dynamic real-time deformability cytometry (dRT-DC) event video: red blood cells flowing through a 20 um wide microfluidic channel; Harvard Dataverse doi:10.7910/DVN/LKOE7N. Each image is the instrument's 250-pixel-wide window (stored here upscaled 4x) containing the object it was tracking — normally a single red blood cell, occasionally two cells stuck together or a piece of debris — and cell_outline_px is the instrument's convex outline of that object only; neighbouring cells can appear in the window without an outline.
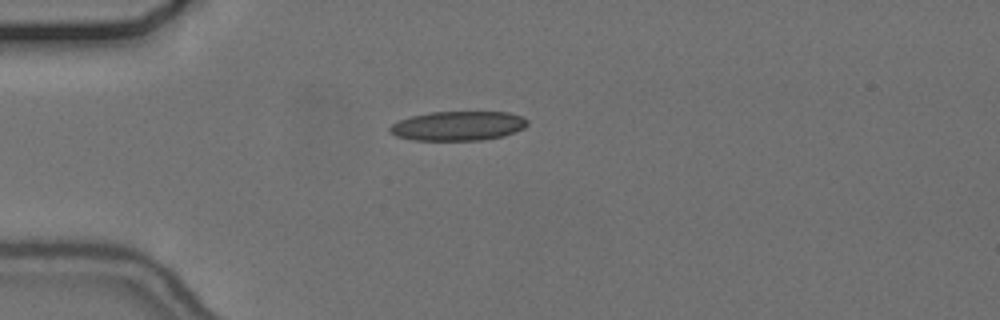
{"species": "common noctule bat (a hibernating species)", "species_latin": "Nyctalus noctula", "temperature_condition": "cold", "stored_images_in_passage": 34, "camera_frame_rate_fps": 3000, "um_per_image_px": 0.085, "animal": {"sex": "female", "body_mass_g": 24.6, "forearm_length_mm": 56.2}, "frame": {"image": 1, "passage_image": 1, "time_ms": 0.0, "image_size_px": [1000, 320], "cell_outline_px": [[528, 124], [524, 128], [504, 136], [484, 140], [412, 140], [396, 136], [388, 128], [392, 124], [400, 120], [412, 116], [432, 112], [508, 112], [524, 116], [528, 120]], "centroid_in_image_um": [38.98, 10.7], "position_along_channel_um": 46.0, "area_um2": 23.58}}
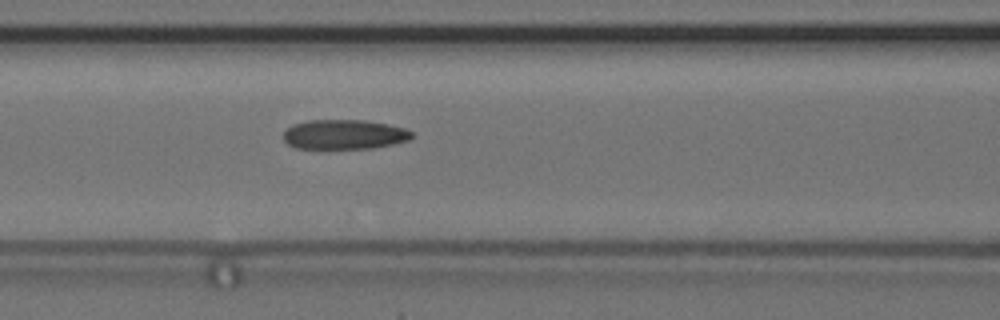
{"frame": {"image": 2, "passage_image": 10, "time_ms": 3.0, "image_size_px": [1000, 320], "cell_outline_px": [[412, 136], [408, 140], [392, 144], [372, 148], [296, 148], [288, 144], [284, 140], [284, 132], [292, 124], [308, 120], [364, 120], [388, 124], [404, 128], [412, 132]], "centroid_in_image_um": [29.24, 11.42], "position_along_channel_um": 137.4, "area_um2": 22.02}}
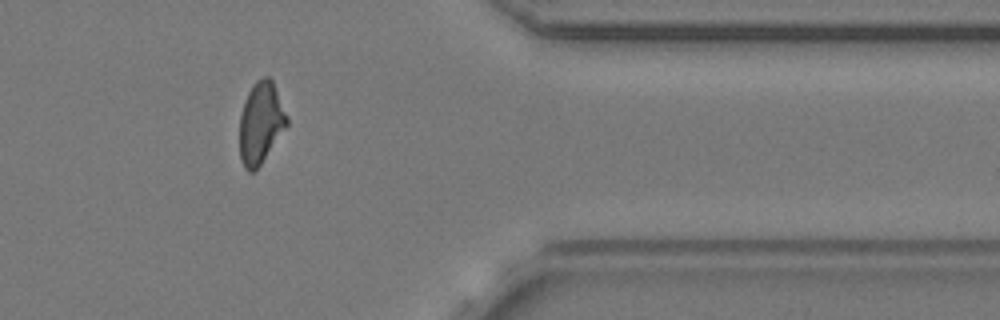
{"frame": {"image": 3, "passage_image": 32, "time_ms": 10.333, "image_size_px": [1000, 320], "cell_outline_px": [[288, 124], [256, 172], [248, 172], [244, 168], [240, 160], [240, 116], [244, 100], [252, 84], [256, 80], [264, 76], [268, 76], [272, 80], [288, 116]], "centroid_in_image_um": [22.16, 10.46], "position_along_channel_um": 389.2, "area_um2": 22.72}, "authors_computed_cell_mechanics": {"area_um2": 22.5709, "velocity_mm_per_s": 3.6893, "shape_relaxation_time_tau1_ms": 7.2181, "shape_relaxation_time_tau2_ms": 3.2654, "deformation_change_tau1": 0.1674, "deformation_change_tau2": 0.1123}}